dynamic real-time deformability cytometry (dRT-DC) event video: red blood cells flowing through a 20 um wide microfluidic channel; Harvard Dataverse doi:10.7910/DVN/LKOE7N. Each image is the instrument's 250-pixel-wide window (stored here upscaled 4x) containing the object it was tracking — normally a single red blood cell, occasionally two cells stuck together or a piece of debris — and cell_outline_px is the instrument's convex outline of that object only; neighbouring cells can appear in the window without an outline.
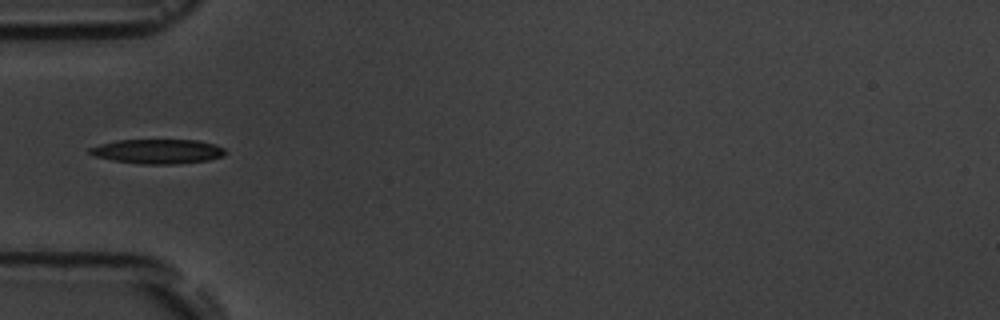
{"species": "common noctule bat (a hibernating species)", "species_latin": "Nyctalus noctula", "temperature_condition": "room temperature", "stored_images_in_passage": 4, "camera_frame_rate_fps": 3000, "um_per_image_px": 0.085, "animal": {"sex": "male", "body_mass_g": 19.5, "forearm_length_mm": 54.6}, "frame": {"image": 1, "passage_image": 4, "time_ms": 3.333, "image_size_px": [1000, 320], "cell_outline_px": [[228, 152], [224, 156], [208, 160], [176, 164], [140, 164], [112, 160], [96, 156], [88, 152], [88, 148], [100, 144], [116, 140], [200, 140], [216, 144], [224, 148]], "centroid_in_image_um": [13.45, 12.86], "position_along_channel_um": 71.5, "area_um2": 19.54}}